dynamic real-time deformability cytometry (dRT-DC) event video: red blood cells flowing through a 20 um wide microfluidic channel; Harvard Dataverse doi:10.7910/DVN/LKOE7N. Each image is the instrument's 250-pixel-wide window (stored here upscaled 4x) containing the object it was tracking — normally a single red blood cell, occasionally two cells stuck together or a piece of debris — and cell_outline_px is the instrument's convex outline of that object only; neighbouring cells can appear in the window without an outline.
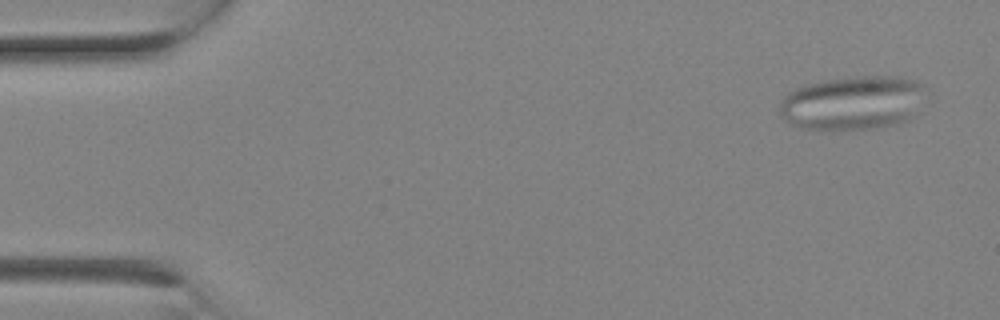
{"species": "Egyptian fruit bat (a non-hibernating species)", "species_latin": "Rousettus aegyptiacus", "temperature_condition": "room temperature", "stored_images_in_passage": 3, "camera_frame_rate_fps": 3000, "um_per_image_px": 0.085, "animal": {"sex": "female"}, "frame": {"image": 1, "passage_image": 1, "time_ms": 0.0, "image_size_px": [1000, 320], "cell_outline_px": [[928, 88], [908, 120], [896, 124], [876, 128], [804, 128], [792, 124], [780, 112], [780, 104], [784, 96], [788, 92], [804, 84], [824, 80], [856, 76], [900, 76], [916, 80], [924, 84]], "centroid_in_image_um": [72.51, 8.7], "position_along_channel_um": 12.5, "area_um2": 45.49}}
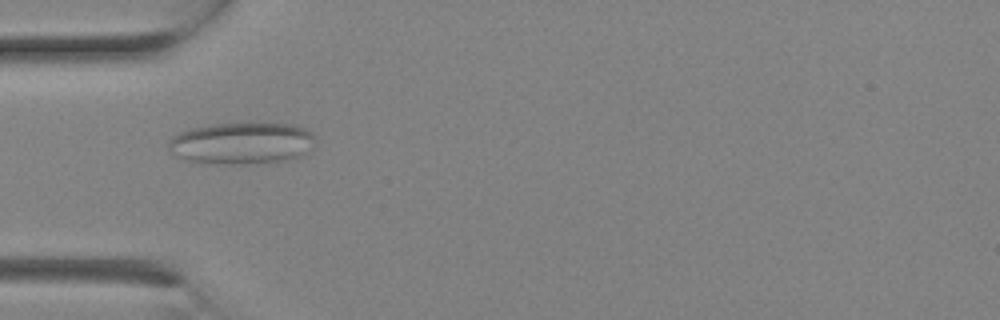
{"frame": {"image": 2, "passage_image": 3, "time_ms": 0.667, "image_size_px": [1000, 320], "cell_outline_px": [[316, 140], [312, 152], [304, 156], [272, 164], [200, 164], [176, 156], [168, 152], [168, 144], [172, 136], [180, 132], [192, 128], [212, 124], [292, 124], [304, 128], [312, 132], [316, 136]], "centroid_in_image_um": [20.61, 12.22], "position_along_channel_um": 64.4, "area_um2": 36.82}}